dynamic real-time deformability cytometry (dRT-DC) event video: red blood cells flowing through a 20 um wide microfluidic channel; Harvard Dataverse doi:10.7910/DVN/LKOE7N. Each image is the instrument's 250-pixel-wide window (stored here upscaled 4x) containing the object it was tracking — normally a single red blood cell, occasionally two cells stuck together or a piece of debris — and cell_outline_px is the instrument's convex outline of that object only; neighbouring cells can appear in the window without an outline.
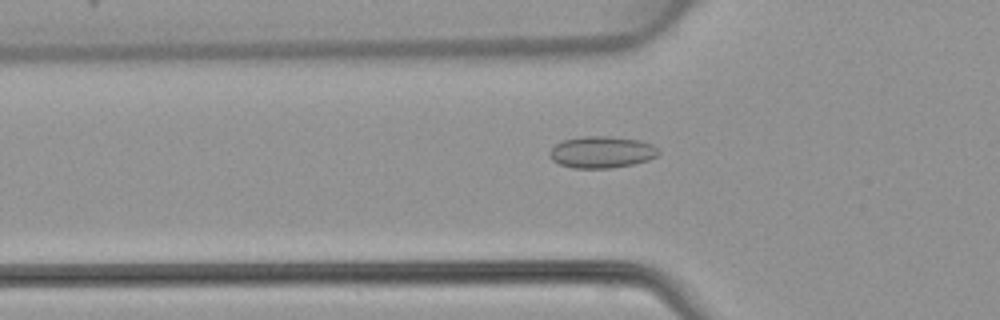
{"species": "common noctule bat (a hibernating species)", "species_latin": "Nyctalus noctula", "temperature_condition": "warm", "stored_images_in_passage": 48, "camera_frame_rate_fps": 3000, "um_per_image_px": 0.085, "animal": {"sex": "female", "body_mass_g": 22.7, "forearm_length_mm": 54.2}, "frame": {"image": 1, "passage_image": 16, "time_ms": 5.0, "image_size_px": [1000, 320], "cell_outline_px": [[660, 152], [656, 156], [648, 160], [632, 164], [612, 168], [572, 168], [560, 164], [552, 160], [548, 156], [548, 152], [560, 140], [584, 136], [608, 136], [640, 140], [652, 144], [660, 148]], "centroid_in_image_um": [51.13, 12.92], "position_along_channel_um": 74.7, "area_um2": 20.35}}
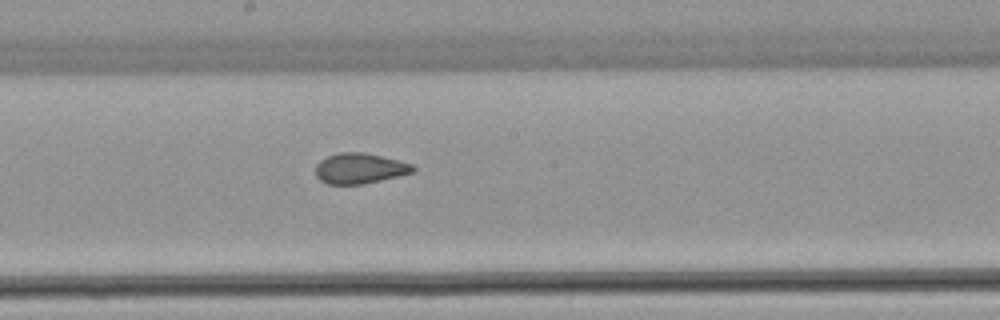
{"frame": {"image": 2, "passage_image": 26, "time_ms": 8.333, "image_size_px": [1000, 320], "cell_outline_px": [[416, 168], [412, 172], [364, 184], [328, 184], [320, 180], [316, 176], [316, 164], [320, 160], [328, 156], [340, 152], [364, 152], [400, 160], [412, 164]], "centroid_in_image_um": [30.56, 14.3], "position_along_channel_um": 217.6, "area_um2": 17.22}}
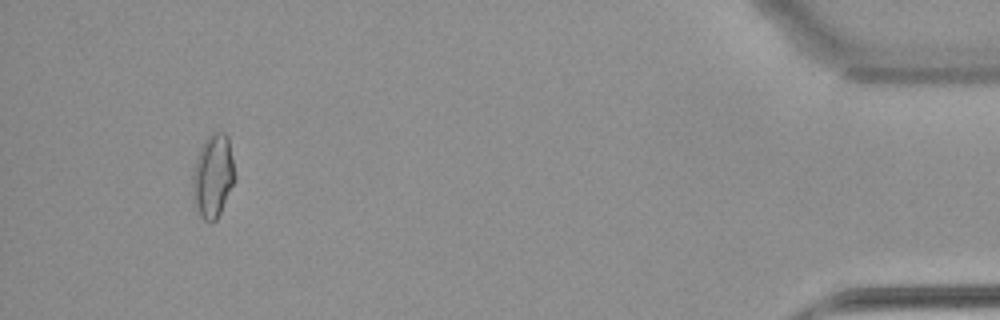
{"frame": {"image": 3, "passage_image": 45, "time_ms": 14.667, "image_size_px": [1000, 320], "cell_outline_px": [[236, 180], [216, 220], [204, 220], [200, 216], [192, 200], [192, 172], [200, 148], [204, 140], [212, 132], [224, 132], [228, 136], [236, 176]], "centroid_in_image_um": [18.1, 14.94], "position_along_channel_um": 417.1, "area_um2": 20.69}}